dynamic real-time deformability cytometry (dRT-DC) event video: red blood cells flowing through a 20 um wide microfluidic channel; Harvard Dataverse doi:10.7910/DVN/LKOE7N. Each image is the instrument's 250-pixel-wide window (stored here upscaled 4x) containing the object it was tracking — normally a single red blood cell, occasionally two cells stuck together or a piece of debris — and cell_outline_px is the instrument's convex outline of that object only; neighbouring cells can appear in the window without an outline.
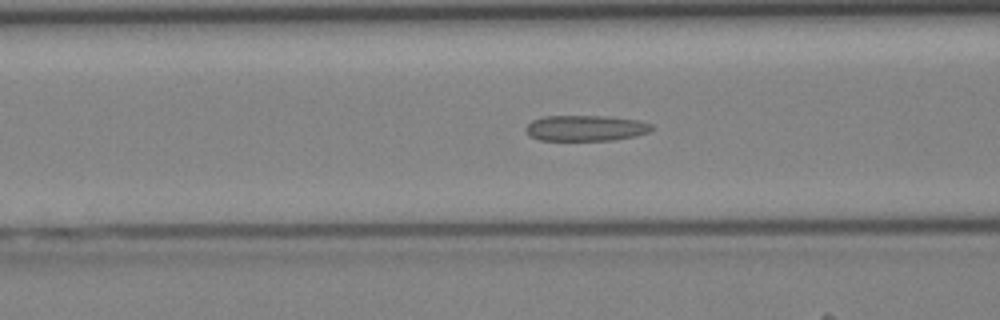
{"species": "Egyptian fruit bat (a non-hibernating species)", "species_latin": "Rousettus aegyptiacus", "temperature_condition": "cold", "stored_images_in_passage": 41, "camera_frame_rate_fps": 3000, "um_per_image_px": 0.085, "animal": {"sex": "female"}, "frame": {"image": 1, "passage_image": 16, "time_ms": 5.0, "image_size_px": [1000, 320], "cell_outline_px": [[652, 128], [648, 132], [636, 136], [612, 140], [540, 140], [532, 136], [524, 128], [532, 120], [544, 116], [604, 116], [636, 120], [652, 124]], "centroid_in_image_um": [49.77, 10.89], "position_along_channel_um": 116.8, "area_um2": 18.67}}
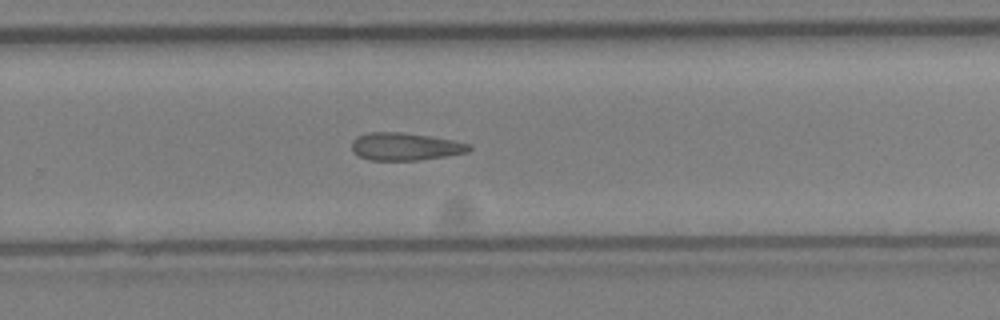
{"frame": {"image": 2, "passage_image": 27, "time_ms": 8.667, "image_size_px": [1000, 320], "cell_outline_px": [[472, 148], [468, 152], [444, 156], [416, 160], [368, 160], [352, 152], [352, 140], [356, 136], [368, 132], [404, 132], [452, 140], [472, 144]], "centroid_in_image_um": [34.41, 12.45], "position_along_channel_um": 295.4, "area_um2": 18.9}}
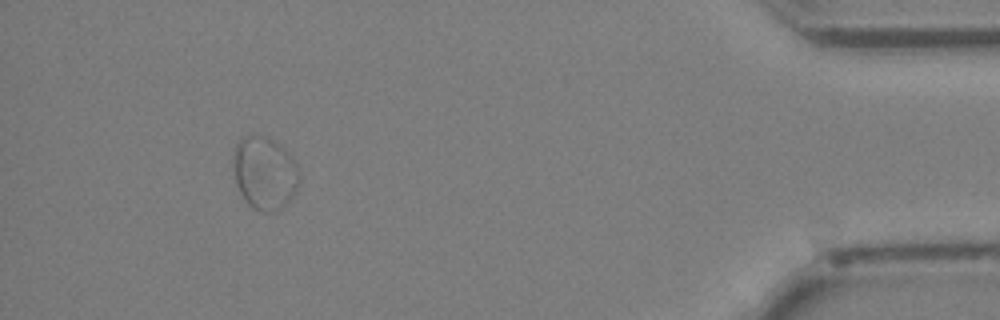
{"frame": {"image": 3, "passage_image": 38, "time_ms": 12.333, "image_size_px": [1000, 320], "cell_outline_px": [[300, 180], [296, 192], [284, 204], [268, 212], [260, 212], [252, 208], [248, 204], [240, 192], [236, 184], [232, 152], [236, 144], [240, 140], [248, 136], [264, 136], [272, 140], [284, 148], [292, 156], [296, 164], [300, 176]], "centroid_in_image_um": [22.49, 14.7], "position_along_channel_um": 412.7, "area_um2": 27.8}}